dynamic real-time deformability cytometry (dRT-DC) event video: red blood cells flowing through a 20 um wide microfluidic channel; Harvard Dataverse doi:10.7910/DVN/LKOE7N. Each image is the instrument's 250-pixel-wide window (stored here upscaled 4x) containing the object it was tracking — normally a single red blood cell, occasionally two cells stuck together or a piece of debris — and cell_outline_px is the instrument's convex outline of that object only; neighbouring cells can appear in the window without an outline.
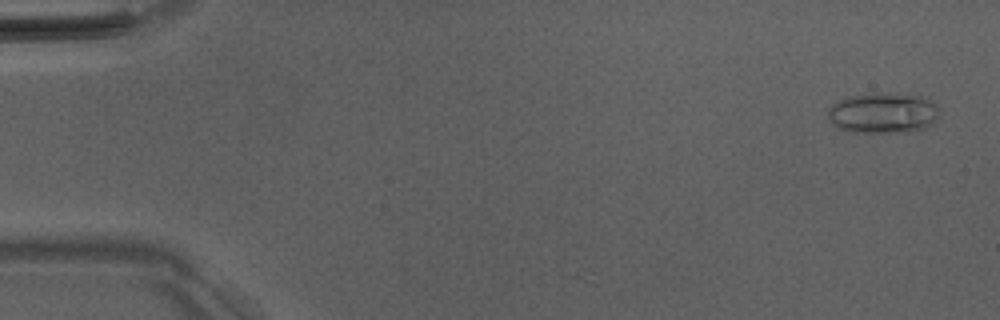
{"species": "Egyptian fruit bat (a non-hibernating species)", "species_latin": "Rousettus aegyptiacus", "temperature_condition": "room temperature", "stored_images_in_passage": 8, "camera_frame_rate_fps": 3000, "um_per_image_px": 0.085, "animal": {"sex": "male"}, "frame": {"image": 1, "passage_image": 2, "time_ms": 0.333, "image_size_px": [1000, 320], "cell_outline_px": [[940, 116], [932, 124], [924, 128], [908, 132], [852, 132], [836, 128], [828, 120], [828, 108], [832, 104], [848, 96], [876, 92], [888, 92], [928, 96], [936, 104], [940, 112]], "centroid_in_image_um": [75.09, 9.58], "position_along_channel_um": 9.9, "area_um2": 27.17}}